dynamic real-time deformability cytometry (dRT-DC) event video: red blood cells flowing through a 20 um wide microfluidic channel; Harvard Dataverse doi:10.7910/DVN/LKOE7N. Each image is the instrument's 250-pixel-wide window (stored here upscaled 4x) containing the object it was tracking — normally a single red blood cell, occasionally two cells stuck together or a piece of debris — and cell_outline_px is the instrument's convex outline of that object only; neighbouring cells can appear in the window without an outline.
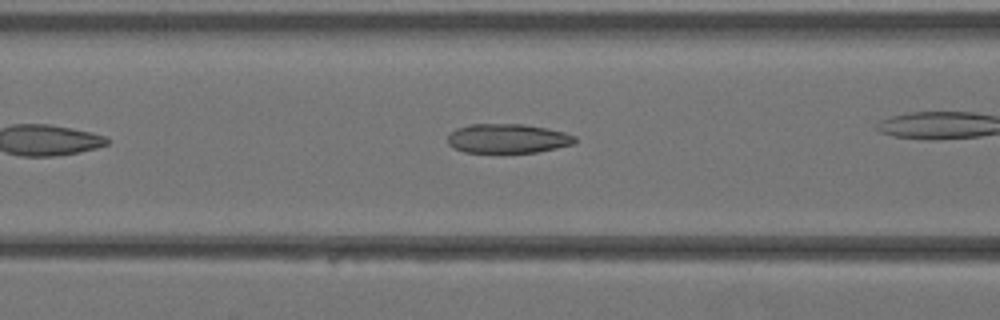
{"species": "Egyptian fruit bat (a non-hibernating species)", "species_latin": "Rousettus aegyptiacus", "temperature_condition": "warm", "stored_images_in_passage": 20, "camera_frame_rate_fps": 3000, "um_per_image_px": 0.085, "animal": {"sex": "female"}, "frame": {"image": 1, "passage_image": 4, "time_ms": 1.0, "image_size_px": [1000, 320], "cell_outline_px": [[576, 140], [572, 144], [556, 148], [536, 152], [464, 152], [452, 148], [448, 144], [448, 132], [456, 128], [472, 124], [524, 124], [548, 128], [564, 132], [576, 136]], "centroid_in_image_um": [43.12, 11.76], "position_along_channel_um": 123.5, "area_um2": 21.79}}